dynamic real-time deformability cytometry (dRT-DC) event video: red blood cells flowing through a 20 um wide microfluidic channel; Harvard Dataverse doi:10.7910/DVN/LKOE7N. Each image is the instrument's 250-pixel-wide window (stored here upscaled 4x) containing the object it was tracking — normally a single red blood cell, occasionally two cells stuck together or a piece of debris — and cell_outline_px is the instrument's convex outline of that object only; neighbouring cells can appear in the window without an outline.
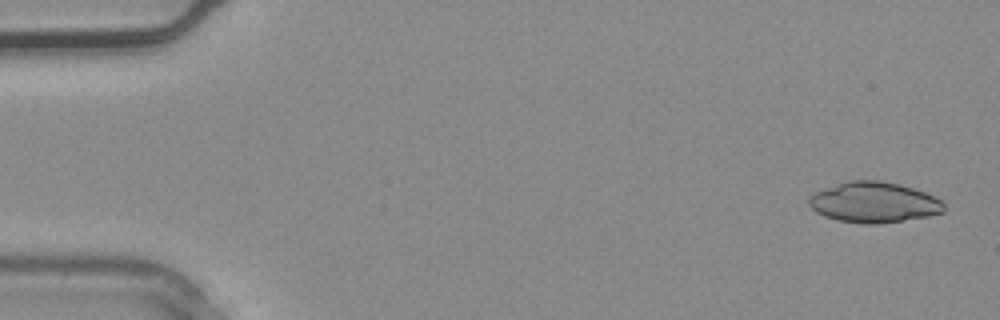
{"species": "common noctule bat (a hibernating species)", "species_latin": "Nyctalus noctula", "temperature_condition": "warm", "stored_images_in_passage": 3, "camera_frame_rate_fps": 3000, "um_per_image_px": 0.085, "animal": {"sex": "male", "body_mass_g": 20.4}, "frame": {"image": 1, "passage_image": 1, "time_ms": 0.0, "image_size_px": [1000, 320], "cell_outline_px": [[944, 212], [928, 216], [880, 224], [864, 224], [836, 220], [824, 216], [816, 212], [808, 204], [808, 196], [816, 192], [848, 180], [880, 180], [900, 184], [924, 192], [940, 200], [944, 204]], "centroid_in_image_um": [74.26, 17.2], "position_along_channel_um": 10.7, "area_um2": 31.91}}